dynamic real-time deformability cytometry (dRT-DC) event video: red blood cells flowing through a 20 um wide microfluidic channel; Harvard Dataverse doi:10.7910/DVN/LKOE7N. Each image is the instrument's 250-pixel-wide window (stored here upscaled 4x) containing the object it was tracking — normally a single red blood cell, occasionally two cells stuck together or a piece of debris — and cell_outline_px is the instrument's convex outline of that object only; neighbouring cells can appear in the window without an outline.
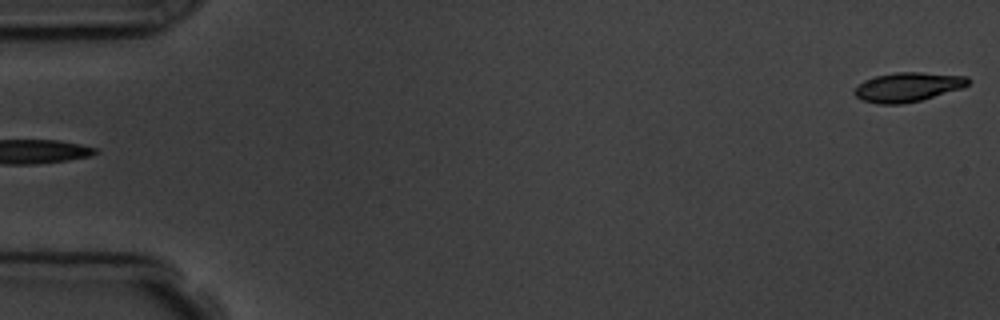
{"species": "common noctule bat (a hibernating species)", "species_latin": "Nyctalus noctula", "temperature_condition": "room temperature", "stored_images_in_passage": 5, "segment_of_instrument_passage": [2, 2], "camera_frame_rate_fps": 3000, "um_per_image_px": 0.085, "animal": {"sex": "male", "body_mass_g": 19.5, "forearm_length_mm": 54.6}, "frame": {"image": 1, "passage_image": 5, "time_ms": 4.667, "image_size_px": [1000, 320], "cell_outline_px": [[972, 80], [968, 84], [960, 88], [920, 100], [900, 104], [880, 104], [864, 100], [856, 96], [852, 92], [856, 84], [864, 80], [876, 76], [896, 72], [920, 72], [968, 76]], "centroid_in_image_um": [77.13, 7.38], "position_along_channel_um": 7.9, "area_um2": 19.31}}